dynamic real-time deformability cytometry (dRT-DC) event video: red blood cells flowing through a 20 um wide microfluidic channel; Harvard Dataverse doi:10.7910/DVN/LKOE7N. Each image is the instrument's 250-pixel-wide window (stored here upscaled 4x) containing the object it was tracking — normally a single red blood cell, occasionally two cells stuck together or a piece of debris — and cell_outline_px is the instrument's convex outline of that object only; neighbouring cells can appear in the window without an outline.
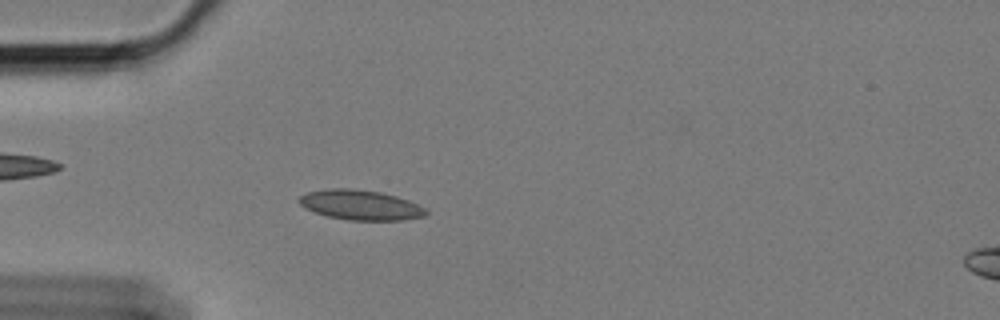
{"species": "Egyptian fruit bat (a non-hibernating species)", "species_latin": "Rousettus aegyptiacus", "temperature_condition": "cold", "stored_images_in_passage": 59, "camera_frame_rate_fps": 3000, "um_per_image_px": 0.085, "animal": {"sex": "female"}, "frame": {"image": 1, "passage_image": 17, "time_ms": 5.333, "image_size_px": [1000, 320], "cell_outline_px": [[428, 212], [424, 216], [404, 220], [348, 220], [328, 216], [304, 208], [296, 200], [300, 196], [308, 192], [328, 188], [352, 188], [380, 192], [396, 196], [408, 200], [424, 208]], "centroid_in_image_um": [30.61, 17.42], "position_along_channel_um": 54.4, "area_um2": 22.08}}
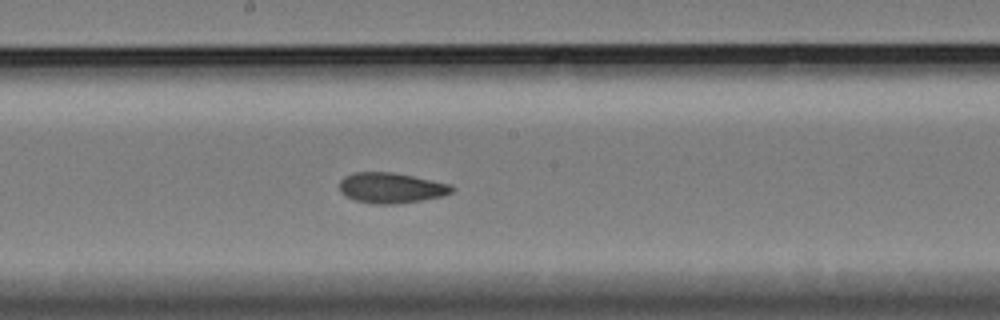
{"frame": {"image": 2, "passage_image": 32, "time_ms": 10.333, "image_size_px": [1000, 320], "cell_outline_px": [[456, 188], [452, 192], [444, 196], [396, 204], [372, 204], [356, 200], [344, 196], [340, 192], [340, 180], [344, 176], [352, 172], [392, 172], [452, 184]], "centroid_in_image_um": [33.24, 15.97], "position_along_channel_um": 215.0, "area_um2": 20.11}}
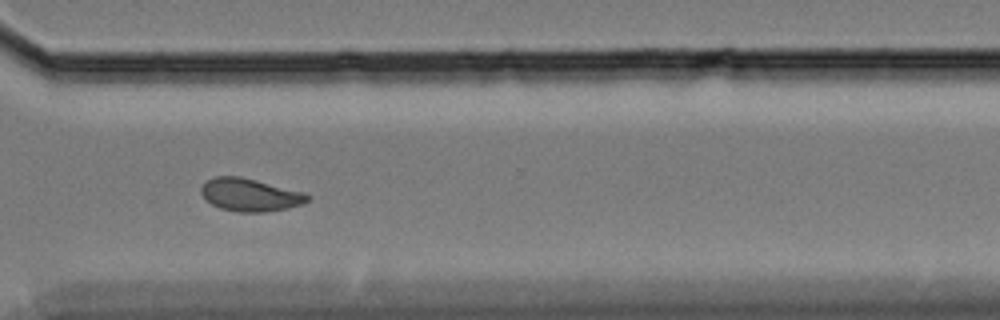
{"frame": {"image": 3, "passage_image": 44, "time_ms": 14.333, "image_size_px": [1000, 320], "cell_outline_px": [[312, 196], [304, 204], [288, 208], [264, 212], [236, 212], [220, 208], [204, 200], [200, 192], [200, 188], [208, 180], [216, 176], [240, 176], [304, 192]], "centroid_in_image_um": [21.25, 16.57], "position_along_channel_um": 349.3, "area_um2": 20.46}, "authors_computed_cell_mechanics": {"area_um2": 20.1722, "velocity_mm_per_s": 3.3614, "shape_relaxation_time_tau1_ms": null, "shape_relaxation_time_tau2_ms": 2.6635, "deformation_change_tau1": null, "deformation_change_tau2": 0.0481}}